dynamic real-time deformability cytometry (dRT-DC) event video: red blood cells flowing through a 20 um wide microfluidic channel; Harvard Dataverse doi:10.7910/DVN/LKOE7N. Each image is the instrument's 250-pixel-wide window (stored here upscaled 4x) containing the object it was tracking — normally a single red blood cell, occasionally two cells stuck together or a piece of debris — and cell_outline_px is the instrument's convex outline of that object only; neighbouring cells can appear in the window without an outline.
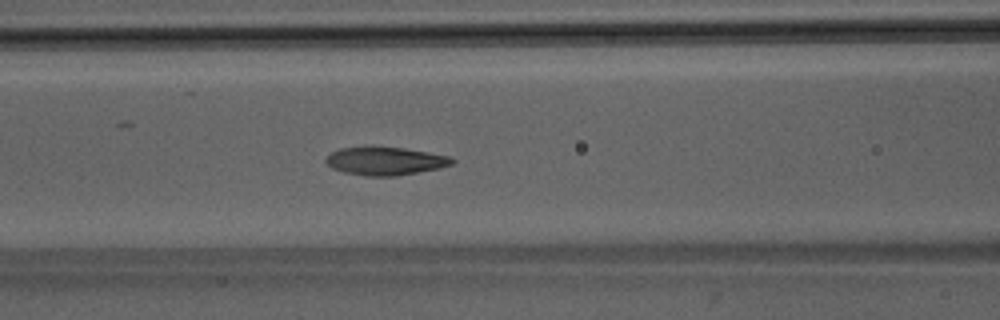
{"species": "Egyptian fruit bat (a non-hibernating species)", "species_latin": "Rousettus aegyptiacus", "temperature_condition": "room temperature", "stored_images_in_passage": 49, "camera_frame_rate_fps": 3000, "um_per_image_px": 0.085, "animal": {"sex": "male"}, "frame": {"image": 1, "passage_image": 20, "time_ms": 6.333, "image_size_px": [1000, 320], "cell_outline_px": [[456, 160], [452, 164], [440, 168], [396, 176], [364, 176], [344, 172], [332, 168], [324, 160], [332, 152], [340, 148], [364, 144], [404, 148], [428, 152], [448, 156]], "centroid_in_image_um": [32.71, 13.65], "position_along_channel_um": 133.9, "area_um2": 21.21}}
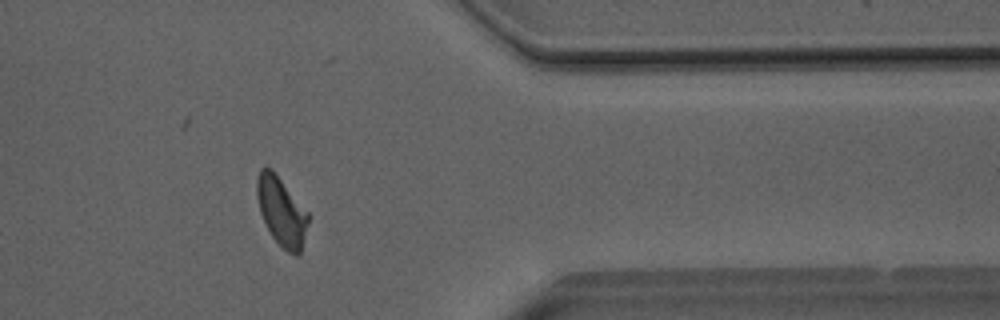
{"frame": {"image": 2, "passage_image": 40, "time_ms": 13.0, "image_size_px": [1000, 320], "cell_outline_px": [[308, 224], [300, 252], [296, 256], [288, 252], [272, 236], [260, 212], [256, 196], [256, 176], [260, 168], [272, 168], [308, 212]], "centroid_in_image_um": [23.91, 17.92], "position_along_channel_um": 387.5, "area_um2": 20.35}}
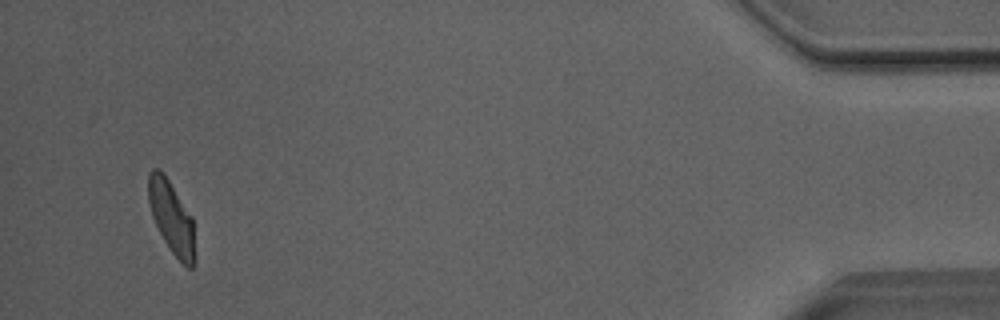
{"frame": {"image": 3, "passage_image": 47, "time_ms": 15.333, "image_size_px": [1000, 320], "cell_outline_px": [[196, 264], [192, 268], [188, 268], [172, 252], [164, 240], [152, 216], [148, 204], [148, 172], [152, 168], [160, 168], [164, 172], [192, 216], [196, 256]], "centroid_in_image_um": [14.59, 18.46], "position_along_channel_um": 420.6, "area_um2": 19.94}, "authors_computed_cell_mechanics": {"area_um2": 20.7502, "velocity_mm_per_s": 4.0448, "shape_relaxation_time_tau1_ms": 3.4119, "shape_relaxation_time_tau2_ms": 1.8087, "deformation_change_tau1": 0.1603, "deformation_change_tau2": 0.0953}}